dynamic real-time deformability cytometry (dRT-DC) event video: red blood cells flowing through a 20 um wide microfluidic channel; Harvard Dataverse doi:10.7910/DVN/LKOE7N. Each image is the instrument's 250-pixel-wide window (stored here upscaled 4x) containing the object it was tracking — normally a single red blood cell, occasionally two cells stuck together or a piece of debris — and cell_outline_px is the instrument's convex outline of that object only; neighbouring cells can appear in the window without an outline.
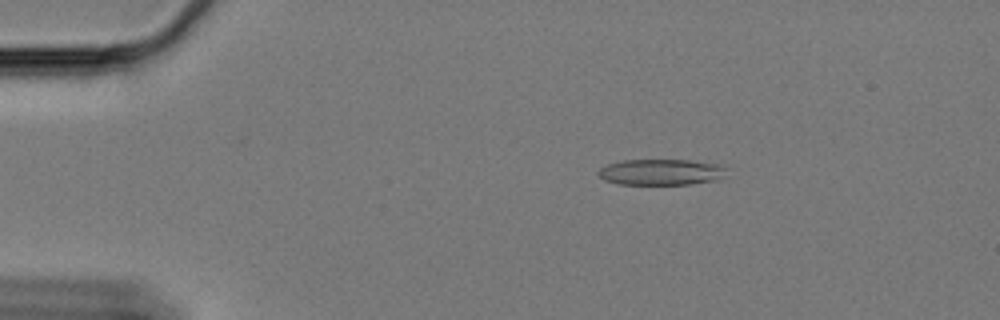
{"species": "Egyptian fruit bat (a non-hibernating species)", "species_latin": "Rousettus aegyptiacus", "temperature_condition": "cold", "stored_images_in_passage": 53, "camera_frame_rate_fps": 3000, "um_per_image_px": 0.085, "animal": {"sex": "female"}, "frame": {"image": 1, "passage_image": 4, "time_ms": 1.0, "image_size_px": [1000, 320], "cell_outline_px": [[728, 168], [724, 176], [716, 180], [692, 184], [616, 184], [604, 180], [596, 172], [600, 168], [608, 164], [624, 160], [688, 160], [724, 164]], "centroid_in_image_um": [56.24, 14.62], "position_along_channel_um": 28.8, "area_um2": 19.65}}
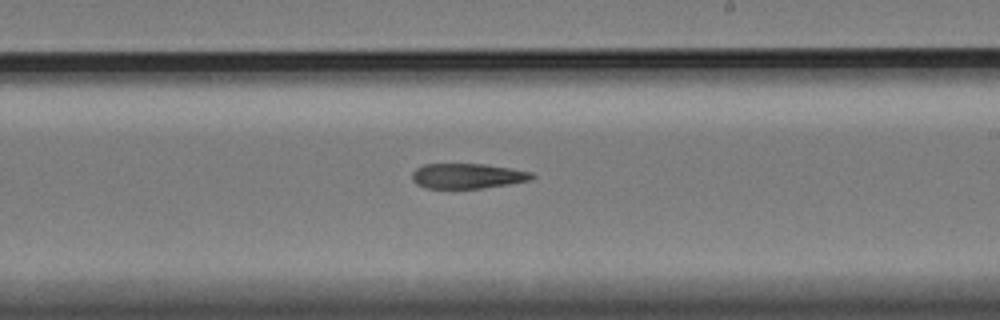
{"frame": {"image": 2, "passage_image": 29, "time_ms": 9.333, "image_size_px": [1000, 320], "cell_outline_px": [[536, 176], [532, 180], [508, 184], [480, 188], [428, 188], [416, 184], [412, 180], [412, 172], [416, 168], [424, 164], [484, 164], [532, 172]], "centroid_in_image_um": [39.73, 14.95], "position_along_channel_um": 249.3, "area_um2": 17.46}}
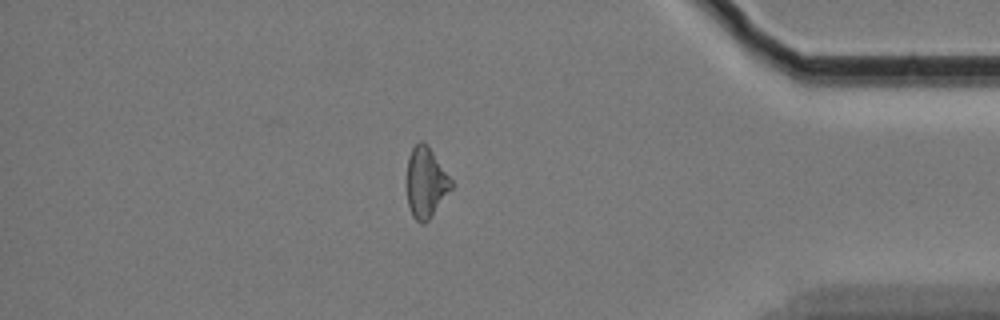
{"frame": {"image": 3, "passage_image": 45, "time_ms": 14.667, "image_size_px": [1000, 320], "cell_outline_px": [[452, 188], [428, 220], [424, 224], [420, 224], [412, 216], [408, 204], [408, 156], [412, 148], [420, 140], [424, 140], [428, 144], [452, 180]], "centroid_in_image_um": [36.2, 15.49], "position_along_channel_um": 399.0, "area_um2": 18.09}}